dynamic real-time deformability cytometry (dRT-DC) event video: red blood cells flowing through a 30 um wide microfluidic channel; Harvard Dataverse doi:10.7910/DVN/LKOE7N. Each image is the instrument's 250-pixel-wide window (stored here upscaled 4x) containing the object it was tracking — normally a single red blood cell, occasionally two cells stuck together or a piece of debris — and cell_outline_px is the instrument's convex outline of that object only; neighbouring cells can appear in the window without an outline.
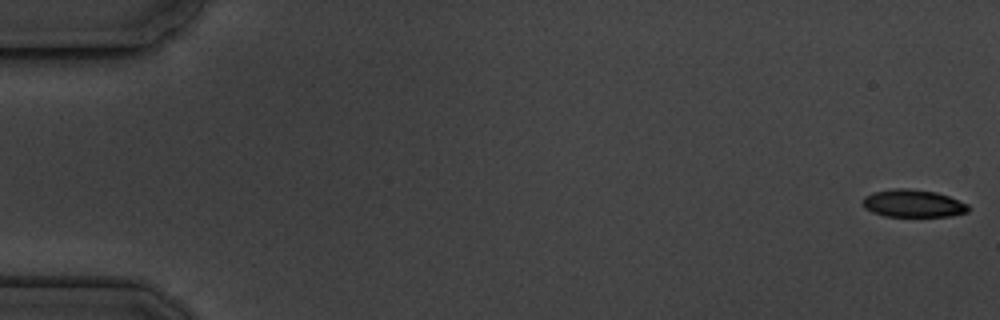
{"species": "common noctule bat (a hibernating species)", "species_latin": "Nyctalus noctula", "temperature_condition": "cold", "stored_images_in_passage": 11, "camera_frame_rate_fps": 3000, "um_per_image_px": 0.085, "animal": {"sex": "male", "body_mass_g": 19.5, "forearm_length_mm": 54.6}, "frame": {"image": 1, "passage_image": 1, "time_ms": 0.0, "image_size_px": [1000, 320], "cell_outline_px": [[968, 212], [948, 216], [884, 216], [872, 212], [864, 208], [860, 200], [864, 196], [872, 192], [892, 188], [908, 188], [936, 192], [948, 196], [968, 204]], "centroid_in_image_um": [77.54, 17.28], "position_along_channel_um": 7.5, "area_um2": 17.11}}
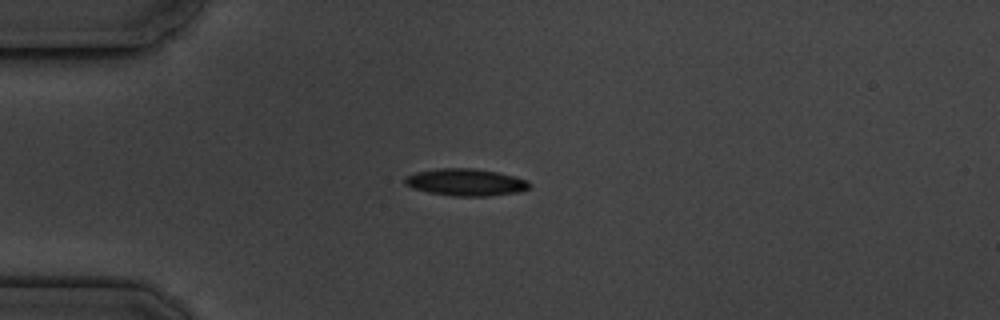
{"frame": {"image": 2, "passage_image": 5, "time_ms": 4.667, "image_size_px": [1000, 320], "cell_outline_px": [[532, 184], [528, 188], [516, 192], [488, 196], [452, 196], [428, 192], [412, 188], [404, 184], [404, 176], [416, 172], [436, 168], [472, 168], [496, 172], [528, 180]], "centroid_in_image_um": [39.53, 15.49], "position_along_channel_um": 45.5, "area_um2": 19.65}}
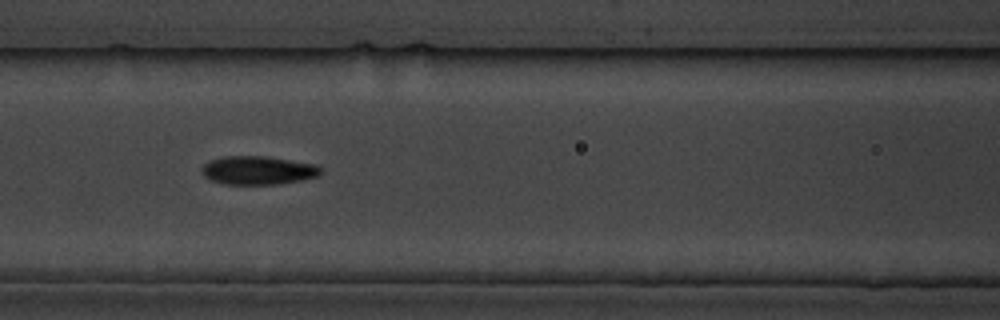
{"frame": {"image": 3, "passage_image": 8, "time_ms": 8.0, "image_size_px": [1000, 320], "cell_outline_px": [[320, 172], [316, 176], [300, 180], [276, 184], [224, 184], [212, 180], [204, 176], [204, 164], [208, 160], [224, 156], [264, 156], [316, 164], [320, 168]], "centroid_in_image_um": [21.91, 14.47], "position_along_channel_um": 144.7, "area_um2": 19.42}}